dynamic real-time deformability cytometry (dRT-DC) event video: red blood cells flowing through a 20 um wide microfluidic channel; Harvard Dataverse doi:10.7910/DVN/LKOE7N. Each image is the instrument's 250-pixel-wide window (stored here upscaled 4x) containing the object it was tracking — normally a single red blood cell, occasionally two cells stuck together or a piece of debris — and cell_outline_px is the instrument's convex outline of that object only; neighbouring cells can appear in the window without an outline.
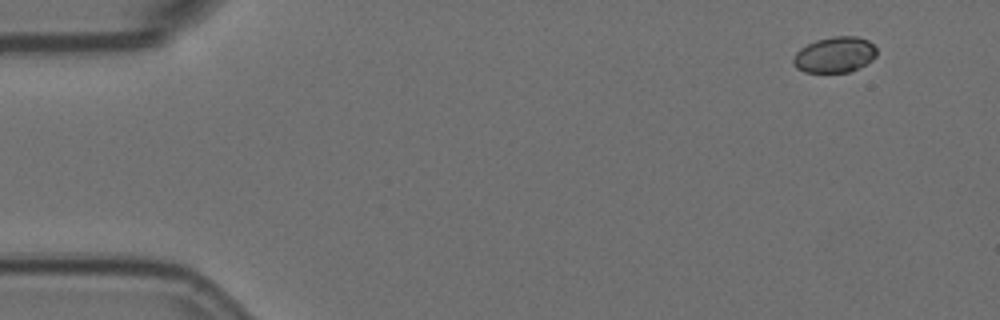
{"species": "Egyptian fruit bat (a non-hibernating species)", "species_latin": "Rousettus aegyptiacus", "temperature_condition": "room temperature", "stored_images_in_passage": 4, "camera_frame_rate_fps": 3000, "um_per_image_px": 0.085, "animal": {"sex": "female"}, "frame": {"image": 1, "passage_image": 1, "time_ms": 0.0, "image_size_px": [1000, 320], "cell_outline_px": [[876, 56], [872, 60], [848, 72], [804, 72], [796, 68], [792, 64], [792, 60], [796, 52], [800, 48], [816, 40], [832, 36], [856, 36], [868, 40], [876, 48]], "centroid_in_image_um": [70.92, 4.64], "position_along_channel_um": 14.1, "area_um2": 17.34}}
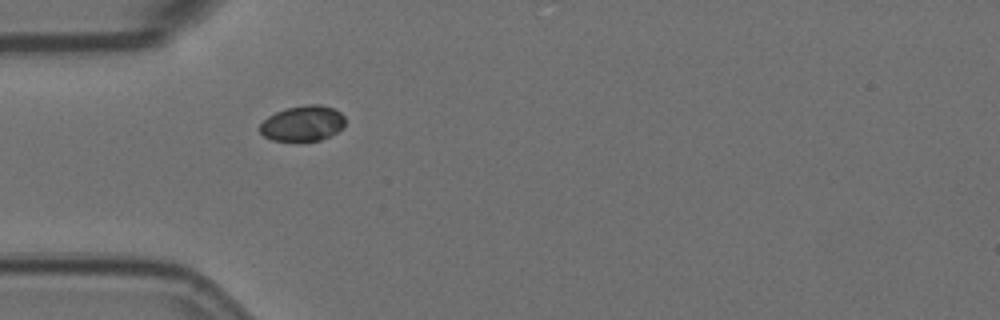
{"frame": {"image": 2, "passage_image": 4, "time_ms": 1.0, "image_size_px": [1000, 320], "cell_outline_px": [[344, 128], [320, 140], [272, 140], [264, 136], [260, 132], [260, 124], [268, 116], [284, 108], [304, 104], [320, 104], [332, 108], [340, 112], [344, 116]], "centroid_in_image_um": [25.73, 10.46], "position_along_channel_um": 59.3, "area_um2": 17.57}}